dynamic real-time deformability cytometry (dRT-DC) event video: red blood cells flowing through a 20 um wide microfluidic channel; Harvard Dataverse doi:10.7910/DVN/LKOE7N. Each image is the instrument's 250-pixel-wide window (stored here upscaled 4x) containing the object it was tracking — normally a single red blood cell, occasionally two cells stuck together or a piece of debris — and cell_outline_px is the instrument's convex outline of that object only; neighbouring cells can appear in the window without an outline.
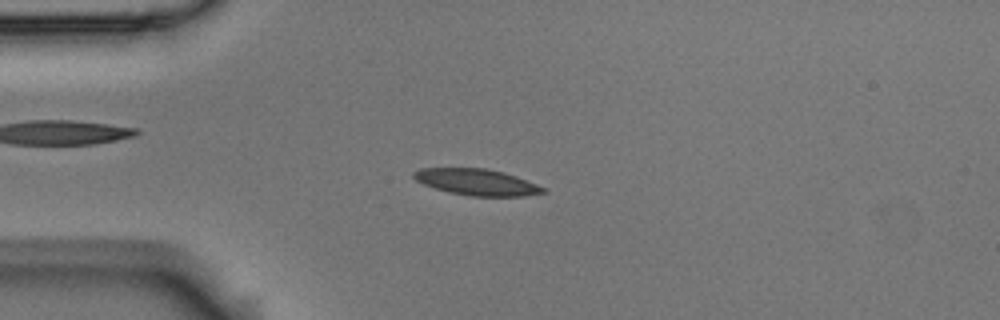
{"species": "Egyptian fruit bat (a non-hibernating species)", "species_latin": "Rousettus aegyptiacus", "temperature_condition": "room temperature", "stored_images_in_passage": 4, "camera_frame_rate_fps": 3000, "um_per_image_px": 0.085, "animal": {"sex": "male"}, "frame": {"image": 1, "passage_image": 3, "time_ms": 0.667, "image_size_px": [1000, 320], "cell_outline_px": [[548, 192], [524, 196], [472, 196], [448, 192], [424, 184], [416, 180], [412, 176], [412, 172], [420, 168], [484, 168], [504, 172], [516, 176], [548, 188]], "centroid_in_image_um": [40.57, 15.48], "position_along_channel_um": 44.4, "area_um2": 19.94}}